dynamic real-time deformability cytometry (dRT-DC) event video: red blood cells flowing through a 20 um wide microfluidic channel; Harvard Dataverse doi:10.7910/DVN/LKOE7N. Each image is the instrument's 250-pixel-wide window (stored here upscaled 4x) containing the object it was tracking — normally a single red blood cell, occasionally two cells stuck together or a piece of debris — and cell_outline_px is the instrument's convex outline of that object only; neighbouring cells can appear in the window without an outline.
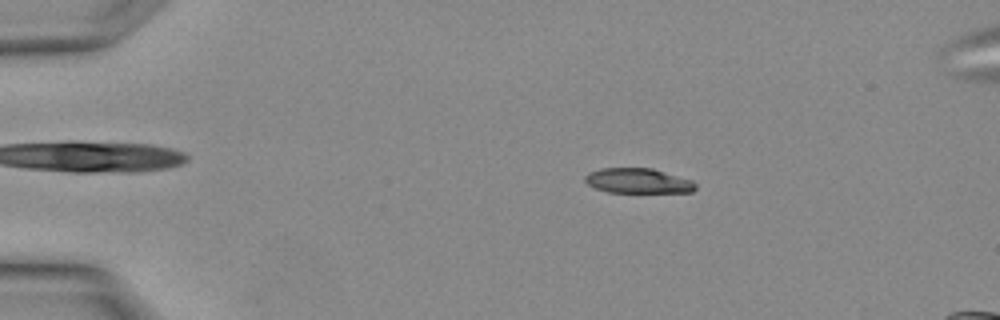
{"species": "Egyptian fruit bat (a non-hibernating species)", "species_latin": "Rousettus aegyptiacus", "temperature_condition": "warm", "stored_images_in_passage": 31, "camera_frame_rate_fps": 3000, "um_per_image_px": 0.085, "animal": {"sex": "female"}, "frame": {"image": 1, "passage_image": 6, "time_ms": 1.667, "image_size_px": [1000, 320], "cell_outline_px": [[696, 188], [692, 192], [608, 192], [596, 188], [588, 184], [584, 180], [584, 176], [588, 172], [600, 168], [652, 168], [692, 180], [696, 184]], "centroid_in_image_um": [54.21, 15.36], "position_along_channel_um": 30.8, "area_um2": 16.07}}
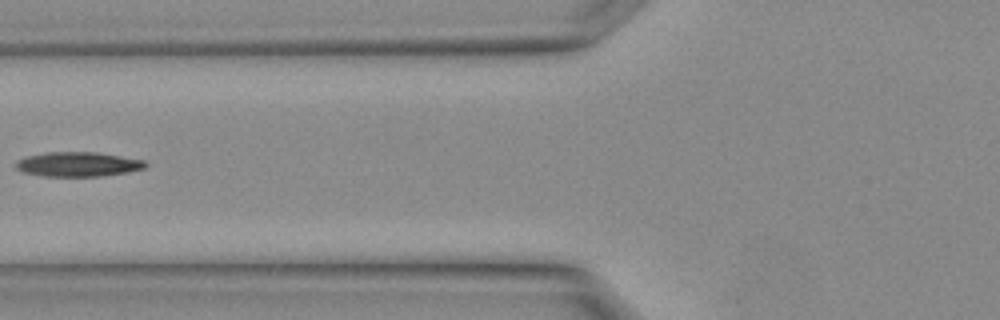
{"frame": {"image": 2, "passage_image": 13, "time_ms": 4.0, "image_size_px": [1000, 320], "cell_outline_px": [[148, 164], [144, 168], [128, 172], [100, 176], [44, 176], [20, 172], [16, 168], [16, 160], [28, 156], [48, 152], [96, 152], [144, 160]], "centroid_in_image_um": [6.61, 13.96], "position_along_channel_um": 119.2, "area_um2": 18.5}}
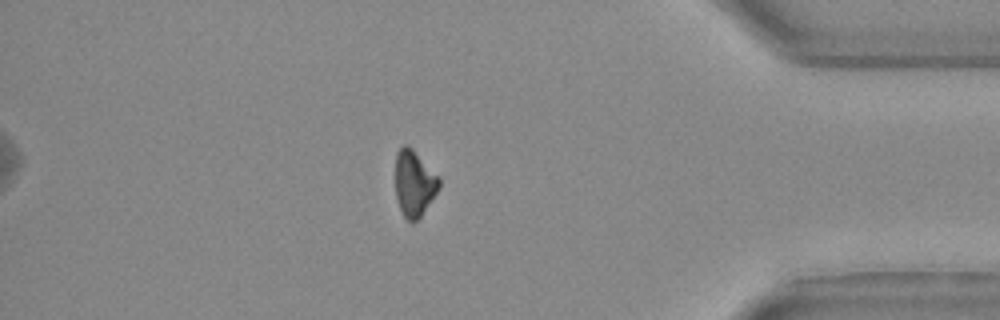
{"frame": {"image": 3, "passage_image": 27, "time_ms": 8.667, "image_size_px": [1000, 320], "cell_outline_px": [[440, 188], [420, 216], [416, 220], [408, 220], [404, 216], [400, 208], [396, 196], [396, 152], [404, 144], [408, 144], [440, 176]], "centroid_in_image_um": [35.22, 15.53], "position_along_channel_um": 400.0, "area_um2": 16.76}}